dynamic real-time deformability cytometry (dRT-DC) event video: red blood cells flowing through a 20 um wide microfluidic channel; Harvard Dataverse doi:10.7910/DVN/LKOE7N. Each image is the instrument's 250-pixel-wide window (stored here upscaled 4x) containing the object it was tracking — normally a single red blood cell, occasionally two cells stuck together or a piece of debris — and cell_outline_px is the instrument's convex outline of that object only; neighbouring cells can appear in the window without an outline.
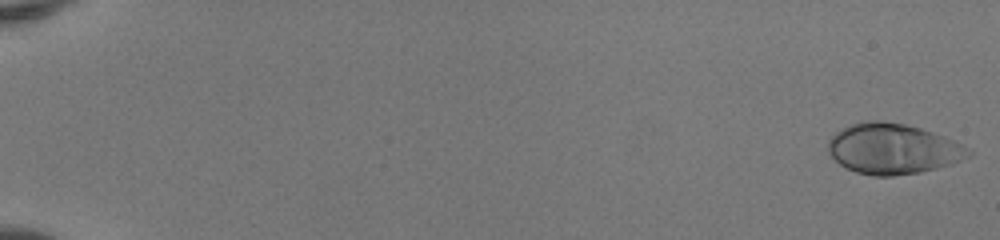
{"species": "human", "species_latin": "Homo sapiens", "temperature_condition": "room temperature", "stored_images_in_passage": 51, "camera_frame_rate_fps": 3000, "um_per_image_px": 0.085, "donor": {"sex": "female"}, "frame": {"image": 1, "passage_image": 1, "time_ms": 0.0, "image_size_px": [1000, 240], "cell_outline_px": [[972, 156], [952, 164], [920, 172], [892, 176], [872, 176], [856, 172], [840, 164], [828, 152], [828, 140], [836, 132], [852, 124], [868, 120], [880, 120], [904, 124], [920, 128], [944, 136], [960, 144], [972, 152]], "centroid_in_image_um": [75.9, 12.65], "position_along_channel_um": 9.1, "area_um2": 41.04}}
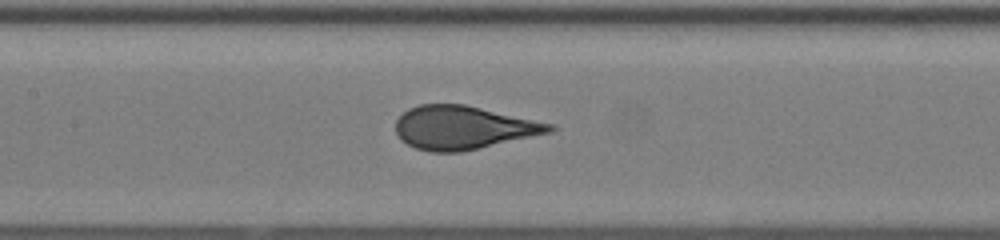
{"frame": {"image": 2, "passage_image": 27, "time_ms": 8.667, "image_size_px": [1000, 240], "cell_outline_px": [[556, 128], [552, 132], [460, 152], [432, 152], [416, 148], [400, 140], [396, 136], [396, 120], [408, 108], [420, 104], [464, 104], [552, 124]], "centroid_in_image_um": [39.33, 10.85], "position_along_channel_um": 168.1, "area_um2": 38.61}}
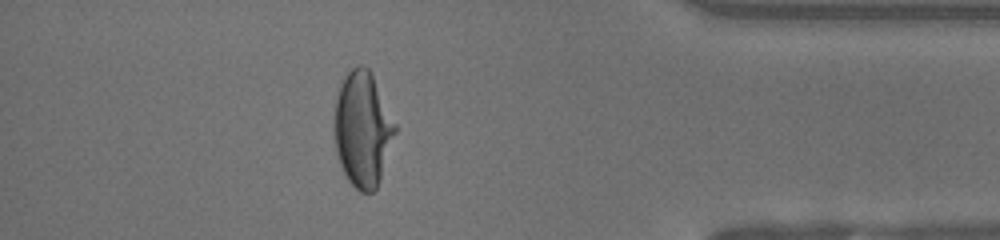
{"frame": {"image": 3, "passage_image": 46, "time_ms": 15.0, "image_size_px": [1000, 240], "cell_outline_px": [[396, 132], [380, 180], [376, 188], [372, 192], [360, 192], [344, 176], [336, 152], [332, 128], [336, 96], [340, 84], [344, 76], [356, 64], [364, 64], [368, 68], [396, 124]], "centroid_in_image_um": [30.78, 10.98], "position_along_channel_um": 404.4, "area_um2": 41.04}, "authors_computed_cell_mechanics": {"area_um2": 39.2462, "velocity_mm_per_s": 4.1495, "shape_relaxation_time_tau1_ms": 5.3383, "shape_relaxation_time_tau2_ms": null, "deformation_change_tau1": 0.2358, "deformation_change_tau2": null}}